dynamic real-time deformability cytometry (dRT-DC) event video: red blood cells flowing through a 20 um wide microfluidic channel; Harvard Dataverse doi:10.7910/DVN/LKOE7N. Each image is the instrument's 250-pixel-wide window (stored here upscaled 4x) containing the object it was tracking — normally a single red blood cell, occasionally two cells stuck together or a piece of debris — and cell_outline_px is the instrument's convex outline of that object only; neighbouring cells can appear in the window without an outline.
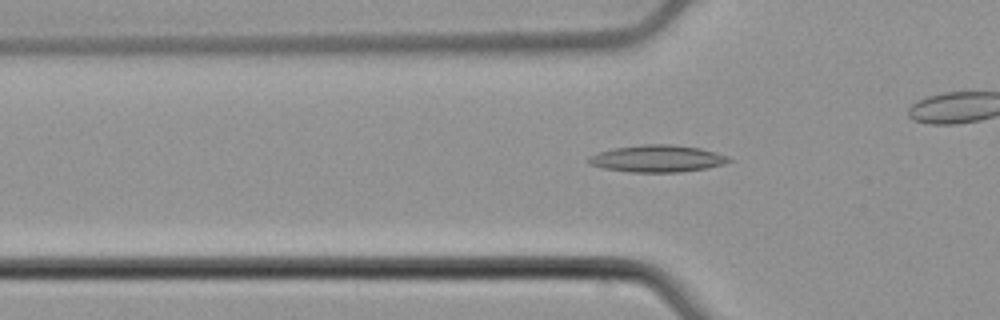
{"species": "common noctule bat (a hibernating species)", "species_latin": "Nyctalus noctula", "temperature_condition": "cold", "stored_images_in_passage": 36, "camera_frame_rate_fps": 3000, "um_per_image_px": 0.085, "animal": {"sex": "male", "body_mass_g": 21.5, "forearm_length_mm": 52.0}, "frame": {"image": 1, "passage_image": 11, "time_ms": 3.333, "image_size_px": [1000, 320], "cell_outline_px": [[732, 160], [724, 164], [708, 168], [680, 172], [628, 172], [604, 168], [588, 164], [588, 156], [600, 152], [616, 148], [640, 144], [672, 144], [700, 148], [716, 152], [728, 156]], "centroid_in_image_um": [55.89, 13.48], "position_along_channel_um": 69.9, "area_um2": 22.14}}
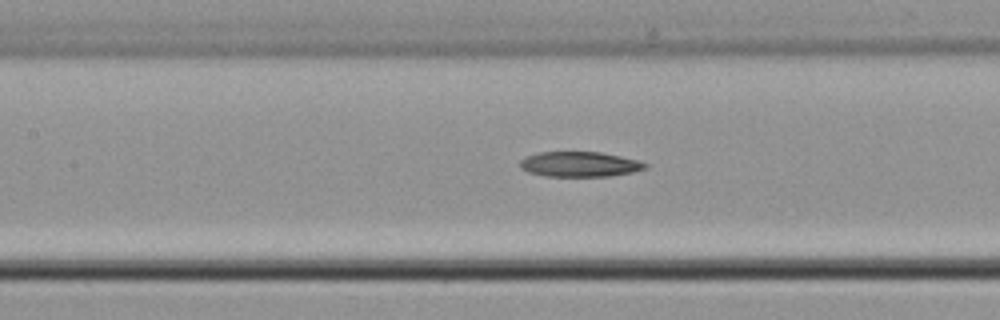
{"frame": {"image": 2, "passage_image": 18, "time_ms": 5.667, "image_size_px": [1000, 320], "cell_outline_px": [[648, 168], [632, 172], [608, 176], [544, 176], [528, 172], [520, 168], [520, 160], [524, 156], [540, 152], [600, 152], [620, 156], [636, 160], [648, 164]], "centroid_in_image_um": [49.23, 13.96], "position_along_channel_um": 158.2, "area_um2": 18.32}}
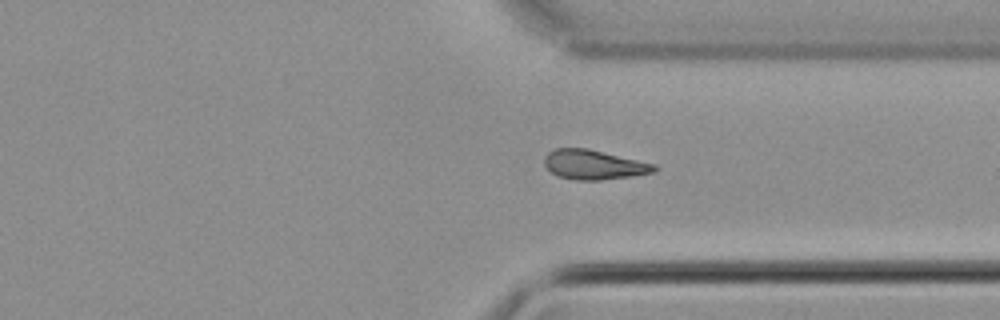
{"frame": {"image": 3, "passage_image": 34, "time_ms": 11.0, "image_size_px": [1000, 320], "cell_outline_px": [[660, 168], [656, 172], [632, 176], [600, 180], [576, 180], [556, 176], [544, 164], [544, 156], [548, 152], [556, 148], [588, 148], [656, 164]], "centroid_in_image_um": [50.51, 14.0], "position_along_channel_um": 360.9, "area_um2": 19.13}}